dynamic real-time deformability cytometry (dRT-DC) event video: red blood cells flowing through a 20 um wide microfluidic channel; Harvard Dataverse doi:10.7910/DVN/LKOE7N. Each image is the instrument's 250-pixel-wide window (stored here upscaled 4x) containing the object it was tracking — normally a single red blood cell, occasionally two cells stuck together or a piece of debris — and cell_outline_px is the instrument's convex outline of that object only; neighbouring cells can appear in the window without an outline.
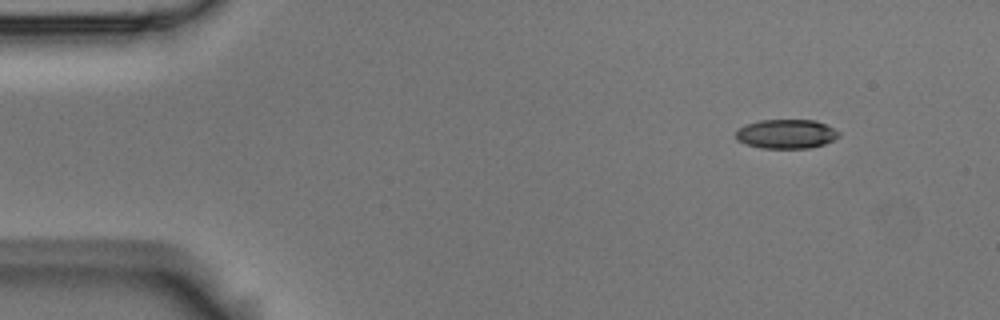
{"species": "Egyptian fruit bat (a non-hibernating species)", "species_latin": "Rousettus aegyptiacus", "temperature_condition": "room temperature", "stored_images_in_passage": 4, "camera_frame_rate_fps": 3000, "um_per_image_px": 0.085, "animal": {"sex": "male"}, "frame": {"image": 1, "passage_image": 1, "time_ms": 0.0, "image_size_px": [1000, 320], "cell_outline_px": [[840, 136], [824, 144], [808, 148], [760, 148], [736, 140], [736, 132], [744, 124], [760, 120], [816, 120], [840, 132]], "centroid_in_image_um": [66.82, 11.38], "position_along_channel_um": 18.2, "area_um2": 17.46}}
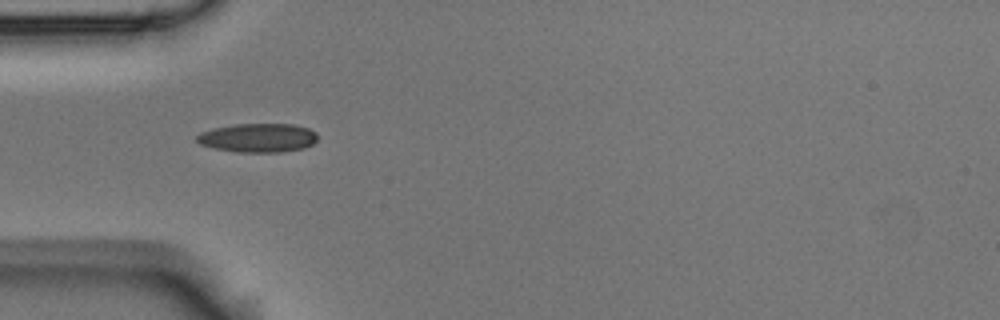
{"frame": {"image": 2, "passage_image": 4, "time_ms": 1.0, "image_size_px": [1000, 320], "cell_outline_px": [[316, 140], [312, 144], [304, 148], [280, 152], [240, 152], [212, 148], [200, 144], [196, 140], [196, 136], [200, 132], [212, 128], [236, 124], [292, 124], [308, 128], [316, 132]], "centroid_in_image_um": [21.9, 11.71], "position_along_channel_um": 63.1, "area_um2": 20.35}}